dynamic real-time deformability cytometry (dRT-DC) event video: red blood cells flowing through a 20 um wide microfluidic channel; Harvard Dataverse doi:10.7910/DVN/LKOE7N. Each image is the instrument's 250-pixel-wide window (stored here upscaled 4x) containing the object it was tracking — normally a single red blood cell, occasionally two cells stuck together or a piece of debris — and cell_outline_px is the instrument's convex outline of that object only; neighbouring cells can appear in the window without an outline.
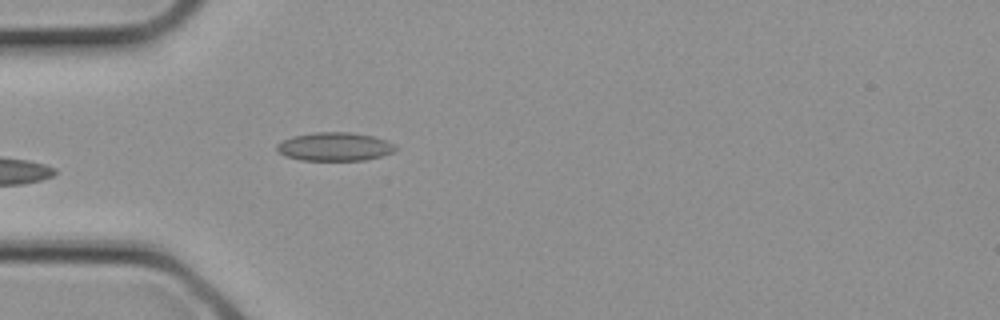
{"species": "common noctule bat (a hibernating species)", "species_latin": "Nyctalus noctula", "temperature_condition": "cold", "stored_images_in_passage": 2, "camera_frame_rate_fps": 3000, "um_per_image_px": 0.085, "animal": {"sex": "female", "body_mass_g": 21.9}, "frame": {"image": 1, "passage_image": 2, "time_ms": 0.333, "image_size_px": [1000, 320], "cell_outline_px": [[400, 148], [392, 152], [380, 156], [364, 160], [300, 160], [284, 156], [276, 148], [276, 144], [292, 136], [316, 132], [352, 132], [372, 136], [384, 140]], "centroid_in_image_um": [28.43, 12.46], "position_along_channel_um": 56.6, "area_um2": 19.59}}